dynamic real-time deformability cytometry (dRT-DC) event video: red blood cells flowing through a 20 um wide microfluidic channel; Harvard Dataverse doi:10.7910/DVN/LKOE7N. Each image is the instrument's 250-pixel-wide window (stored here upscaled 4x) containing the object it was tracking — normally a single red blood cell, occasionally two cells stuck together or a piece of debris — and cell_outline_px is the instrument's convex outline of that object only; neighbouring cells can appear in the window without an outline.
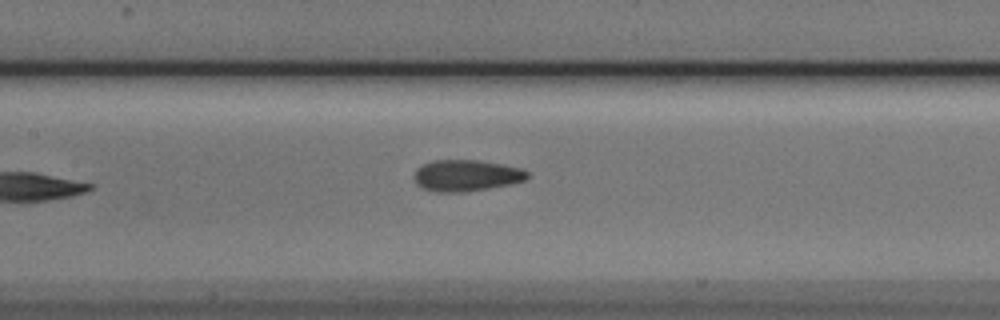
{"species": "Egyptian fruit bat (a non-hibernating species)", "species_latin": "Rousettus aegyptiacus", "temperature_condition": "cold", "stored_images_in_passage": 7, "camera_frame_rate_fps": 3000, "um_per_image_px": 0.085, "animal": {"sex": "male"}, "frame": {"image": 1, "passage_image": 7, "time_ms": 2.0, "image_size_px": [1000, 320], "cell_outline_px": [[528, 176], [524, 180], [512, 184], [468, 192], [436, 192], [420, 188], [416, 184], [412, 176], [416, 168], [432, 160], [476, 160], [500, 164], [520, 168], [528, 172]], "centroid_in_image_um": [39.57, 14.93], "position_along_channel_um": 167.8, "area_um2": 20.92}}